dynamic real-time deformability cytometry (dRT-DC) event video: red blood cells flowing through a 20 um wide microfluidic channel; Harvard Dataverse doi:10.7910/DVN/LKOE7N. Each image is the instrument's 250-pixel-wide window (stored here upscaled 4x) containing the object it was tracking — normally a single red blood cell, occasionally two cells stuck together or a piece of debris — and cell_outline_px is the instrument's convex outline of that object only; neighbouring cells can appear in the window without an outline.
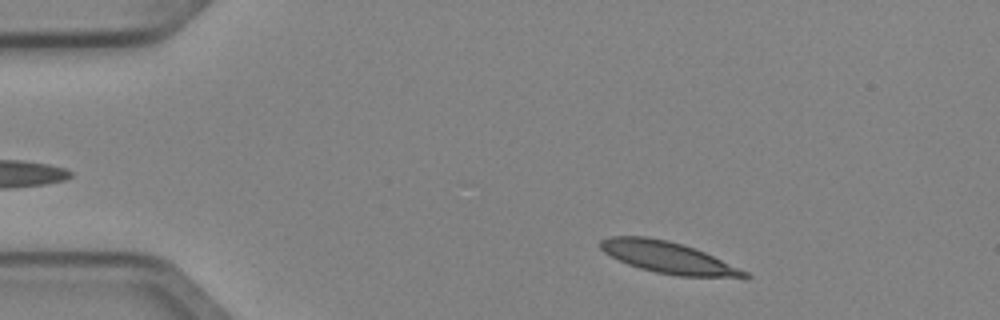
{"species": "Egyptian fruit bat (a non-hibernating species)", "species_latin": "Rousettus aegyptiacus", "temperature_condition": "cold", "stored_images_in_passage": 2, "camera_frame_rate_fps": 3000, "um_per_image_px": 0.085, "animal": {"sex": "female"}, "frame": {"image": 1, "passage_image": 2, "time_ms": 0.333, "image_size_px": [1000, 320], "cell_outline_px": [[752, 276], [676, 276], [656, 272], [640, 268], [628, 264], [604, 252], [600, 248], [600, 240], [612, 236], [648, 236], [668, 240], [684, 244], [704, 252], [748, 272]], "centroid_in_image_um": [56.72, 21.86], "position_along_channel_um": 28.3, "area_um2": 25.95}}